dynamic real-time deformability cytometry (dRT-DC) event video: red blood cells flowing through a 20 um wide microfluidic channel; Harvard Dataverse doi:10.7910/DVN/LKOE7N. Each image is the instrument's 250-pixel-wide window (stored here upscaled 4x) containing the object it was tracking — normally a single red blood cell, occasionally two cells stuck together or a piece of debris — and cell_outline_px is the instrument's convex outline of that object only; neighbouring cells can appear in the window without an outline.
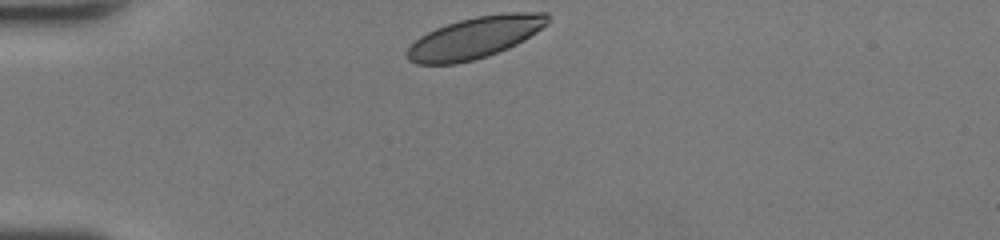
{"species": "human", "species_latin": "Homo sapiens", "temperature_condition": "room temperature", "stored_images_in_passage": 29, "camera_frame_rate_fps": 3000, "um_per_image_px": 0.085, "donor": {"sex": "female"}, "frame": {"image": 1, "passage_image": 1, "time_ms": 0.0, "image_size_px": [1000, 240], "cell_outline_px": [[552, 20], [548, 24], [524, 40], [508, 48], [472, 60], [456, 64], [416, 64], [408, 60], [408, 48], [420, 36], [436, 28], [460, 20], [476, 16], [504, 12], [548, 12], [552, 16]], "centroid_in_image_um": [40.44, 3.17], "position_along_channel_um": 44.6, "area_um2": 33.93}}
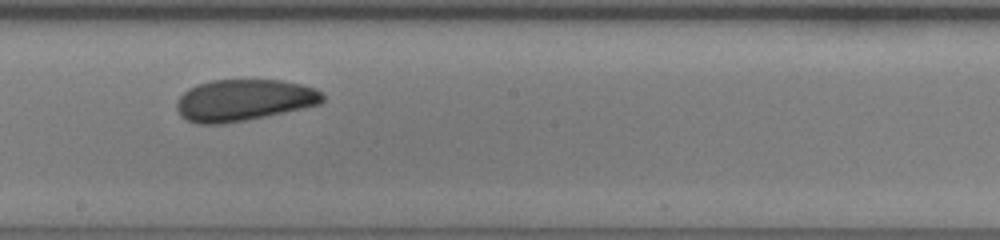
{"frame": {"image": 2, "passage_image": 16, "time_ms": 5.0, "image_size_px": [1000, 240], "cell_outline_px": [[324, 100], [320, 104], [304, 108], [224, 124], [196, 124], [184, 120], [180, 116], [176, 108], [176, 104], [180, 96], [188, 88], [196, 84], [212, 80], [280, 80], [300, 84], [316, 88], [324, 96]], "centroid_in_image_um": [20.68, 8.52], "position_along_channel_um": 227.5, "area_um2": 35.49}}
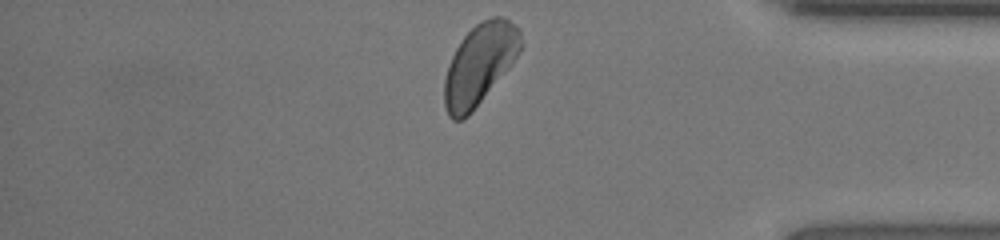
{"frame": {"image": 3, "passage_image": 29, "time_ms": 9.333, "image_size_px": [1000, 240], "cell_outline_px": [[520, 52], [512, 64], [472, 112], [464, 120], [452, 120], [448, 116], [444, 104], [444, 80], [452, 56], [460, 40], [480, 20], [492, 16], [504, 16], [516, 24], [520, 32]], "centroid_in_image_um": [40.76, 5.46], "position_along_channel_um": 394.4, "area_um2": 35.95}, "authors_computed_cell_mechanics": {"area_um2": 35.4314, "velocity_mm_per_s": 4.3456, "shape_relaxation_time_tau1_ms": 4.787, "shape_relaxation_time_tau2_ms": 2.0664, "deformation_change_tau1": 0.1095, "deformation_change_tau2": 0.0628}}